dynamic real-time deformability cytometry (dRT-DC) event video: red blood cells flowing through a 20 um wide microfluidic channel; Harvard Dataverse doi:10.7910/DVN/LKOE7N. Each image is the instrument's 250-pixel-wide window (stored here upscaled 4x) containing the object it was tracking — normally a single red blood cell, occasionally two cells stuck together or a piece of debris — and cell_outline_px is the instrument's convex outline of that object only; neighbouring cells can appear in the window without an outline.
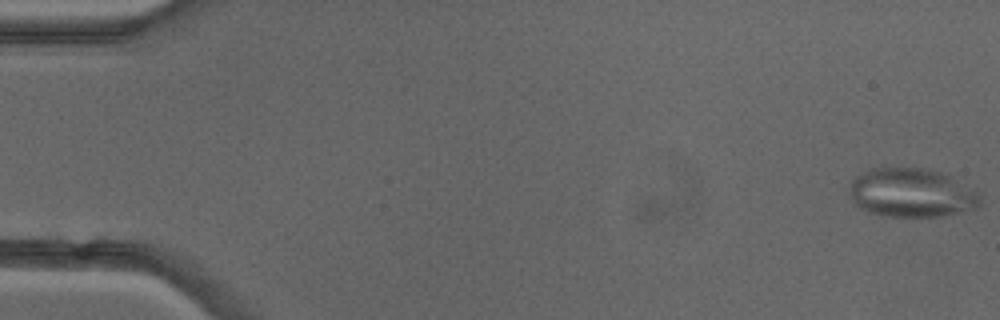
{"species": "common noctule bat (a hibernating species)", "species_latin": "Nyctalus noctula", "temperature_condition": "cold", "stored_images_in_passage": 51, "camera_frame_rate_fps": 3000, "um_per_image_px": 0.085, "animal": {"sex": "female"}, "frame": {"image": 1, "passage_image": 1, "time_ms": 0.0, "image_size_px": [1000, 320], "cell_outline_px": [[980, 208], [940, 216], [884, 216], [868, 212], [860, 208], [852, 200], [852, 180], [856, 176], [872, 168], [920, 168], [940, 172], [976, 188], [980, 196]], "centroid_in_image_um": [77.55, 16.4], "position_along_channel_um": 7.5, "area_um2": 37.11}, "authors_computed_cell_mechanics": {"area_um2": 28.9, "velocity_mm_per_s": 3.9998, "shape_relaxation_time_tau1_ms": null, "shape_relaxation_time_tau2_ms": 1.8827, "deformation_change_tau1": null, "deformation_change_tau2": 0.1003}}